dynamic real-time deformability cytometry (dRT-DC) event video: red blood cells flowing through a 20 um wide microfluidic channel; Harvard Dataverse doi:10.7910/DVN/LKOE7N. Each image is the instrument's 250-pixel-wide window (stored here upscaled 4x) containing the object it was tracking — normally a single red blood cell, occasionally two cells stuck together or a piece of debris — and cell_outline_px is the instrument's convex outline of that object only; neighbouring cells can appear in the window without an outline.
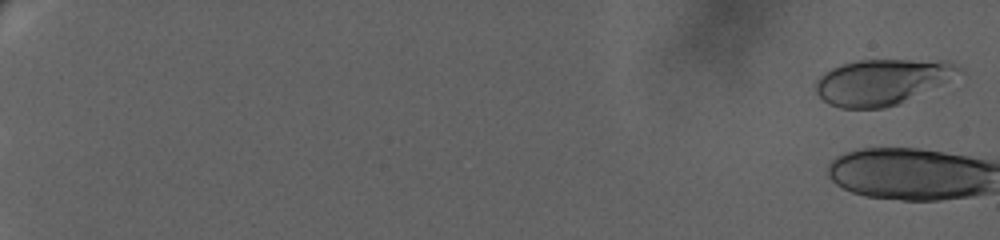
{"species": "human", "species_latin": "Homo sapiens", "temperature_condition": "warm", "stored_images_in_passage": 6, "camera_frame_rate_fps": 3000, "um_per_image_px": 0.085, "donor": {"sex": "female"}, "frame": {"image": 1, "passage_image": 1, "time_ms": 0.0, "image_size_px": [1000, 240], "cell_outline_px": [[964, 72], [940, 84], [896, 104], [884, 108], [840, 108], [828, 104], [816, 92], [816, 80], [824, 72], [832, 68], [844, 64], [860, 60], [948, 60], [964, 68]], "centroid_in_image_um": [74.98, 6.94], "position_along_channel_um": 10.0, "area_um2": 37.74}}